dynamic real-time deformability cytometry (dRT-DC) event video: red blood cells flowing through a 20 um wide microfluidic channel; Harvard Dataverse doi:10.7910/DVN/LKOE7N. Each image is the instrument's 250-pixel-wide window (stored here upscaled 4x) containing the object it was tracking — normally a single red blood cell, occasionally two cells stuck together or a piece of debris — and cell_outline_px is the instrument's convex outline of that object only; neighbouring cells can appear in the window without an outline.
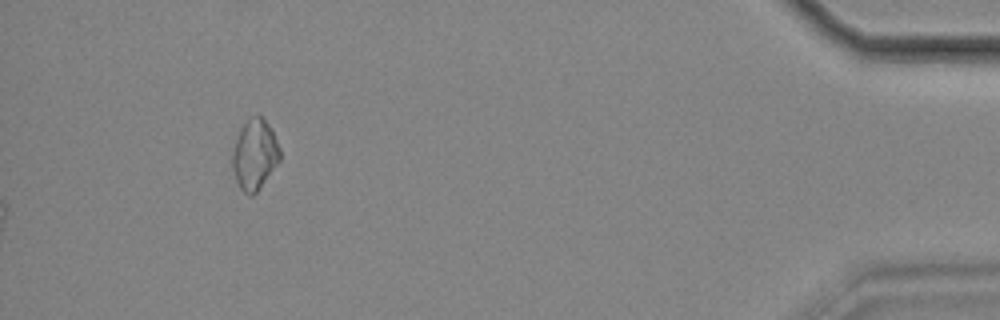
{"species": "common noctule bat (a hibernating species)", "species_latin": "Nyctalus noctula", "temperature_condition": "cold", "stored_images_in_passage": 59, "camera_frame_rate_fps": 3000, "um_per_image_px": 0.085, "animal": {"sex": "female", "body_mass_g": 18.4}, "frame": {"image": 1, "passage_image": 59, "time_ms": 19.333, "image_size_px": [1000, 320], "cell_outline_px": [[280, 160], [256, 192], [252, 196], [248, 196], [240, 188], [236, 180], [232, 168], [232, 152], [240, 128], [248, 120], [260, 116], [264, 116], [272, 128], [280, 148]], "centroid_in_image_um": [21.65, 13.14], "position_along_channel_um": 413.5, "area_um2": 19.36}}